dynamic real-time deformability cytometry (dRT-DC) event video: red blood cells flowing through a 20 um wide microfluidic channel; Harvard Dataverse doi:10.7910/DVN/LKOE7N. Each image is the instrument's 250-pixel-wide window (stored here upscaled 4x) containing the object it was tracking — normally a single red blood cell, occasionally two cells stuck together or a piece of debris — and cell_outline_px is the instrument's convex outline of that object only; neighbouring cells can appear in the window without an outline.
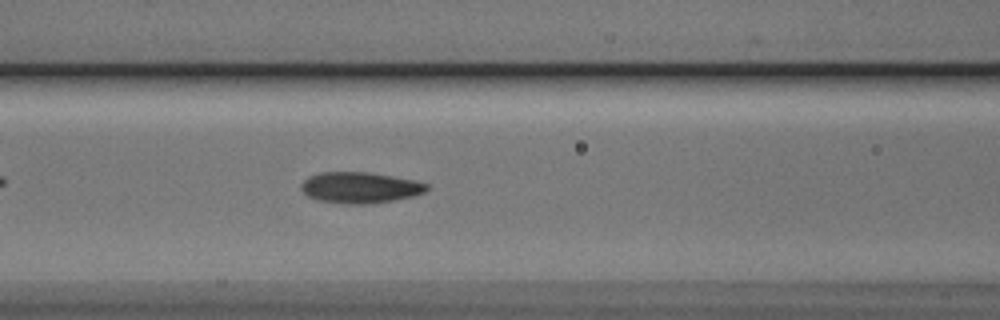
{"species": "Egyptian fruit bat (a non-hibernating species)", "species_latin": "Rousettus aegyptiacus", "temperature_condition": "cold", "stored_images_in_passage": 37, "camera_frame_rate_fps": 3000, "um_per_image_px": 0.085, "animal": {"sex": "male"}, "frame": {"image": 1, "passage_image": 6, "time_ms": 1.667, "image_size_px": [1000, 320], "cell_outline_px": [[428, 188], [424, 192], [412, 196], [392, 200], [368, 204], [344, 204], [316, 200], [308, 196], [300, 188], [300, 184], [308, 176], [320, 172], [368, 172], [392, 176], [412, 180], [428, 184]], "centroid_in_image_um": [30.54, 15.94], "position_along_channel_um": 136.1, "area_um2": 22.66}}
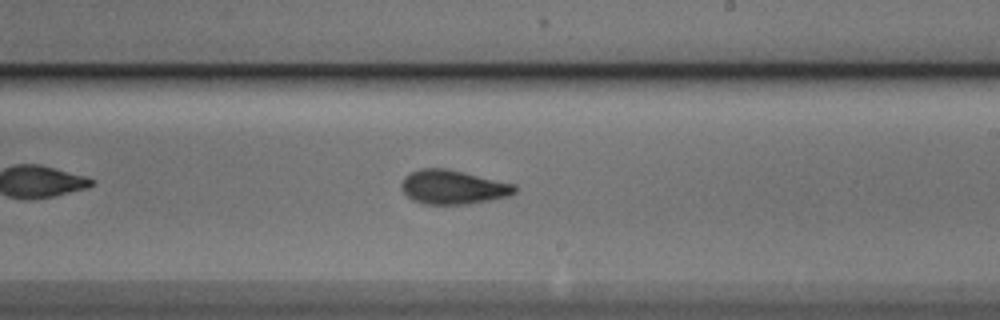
{"frame": {"image": 2, "passage_image": 15, "time_ms": 4.667, "image_size_px": [1000, 320], "cell_outline_px": [[516, 192], [508, 196], [492, 200], [468, 204], [424, 204], [412, 200], [400, 188], [400, 184], [404, 176], [420, 168], [448, 168], [516, 184]], "centroid_in_image_um": [38.51, 15.9], "position_along_channel_um": 250.5, "area_um2": 22.77}}
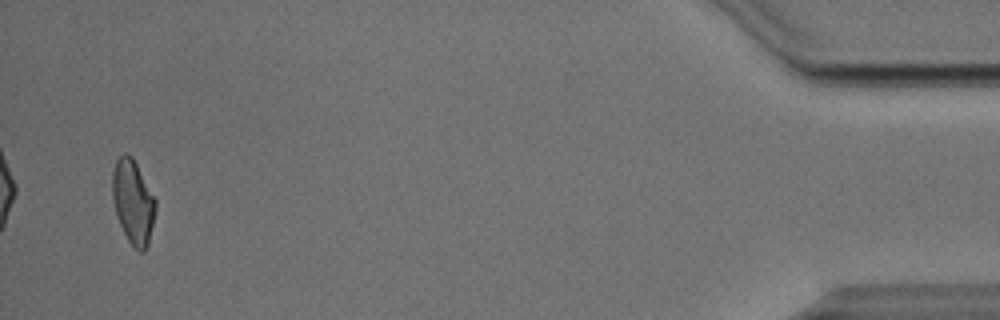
{"frame": {"image": 3, "passage_image": 35, "time_ms": 11.333, "image_size_px": [1000, 320], "cell_outline_px": [[156, 208], [148, 244], [144, 252], [140, 252], [128, 240], [116, 216], [112, 200], [112, 172], [116, 160], [124, 152], [128, 152], [132, 156], [156, 200]], "centroid_in_image_um": [11.29, 17.13], "position_along_channel_um": 423.9, "area_um2": 21.1}, "authors_computed_cell_mechanics": {"area_um2": 21.964, "velocity_mm_per_s": 3.8312, "shape_relaxation_time_tau1_ms": 3.4414, "shape_relaxation_time_tau2_ms": 1.8446, "deformation_change_tau1": 0.1161, "deformation_change_tau2": 0.0797}}